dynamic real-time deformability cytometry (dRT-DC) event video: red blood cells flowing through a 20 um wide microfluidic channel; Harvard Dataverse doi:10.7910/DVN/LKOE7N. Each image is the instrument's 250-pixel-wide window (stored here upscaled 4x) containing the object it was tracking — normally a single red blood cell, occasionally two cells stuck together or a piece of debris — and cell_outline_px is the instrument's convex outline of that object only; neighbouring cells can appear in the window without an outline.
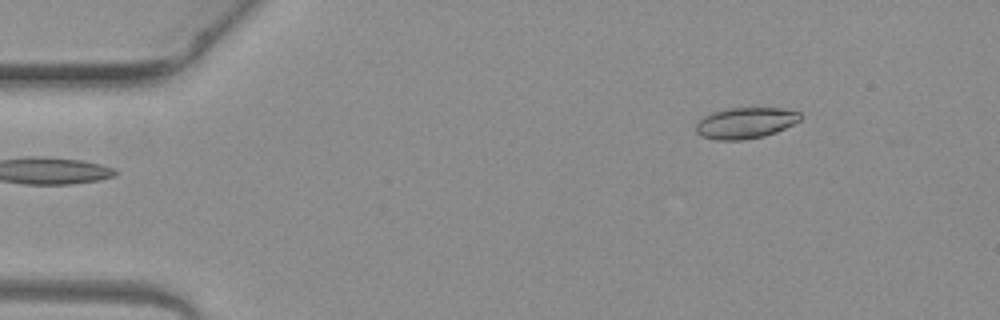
{"species": "common noctule bat (a hibernating species)", "species_latin": "Nyctalus noctula", "temperature_condition": "warm", "stored_images_in_passage": 3, "camera_frame_rate_fps": 3000, "um_per_image_px": 0.085, "animal": {"sex": "female", "body_mass_g": 19.3, "forearm_length_mm": 54.1}, "frame": {"image": 1, "passage_image": 1, "time_ms": 0.0, "image_size_px": [1000, 320], "cell_outline_px": [[804, 116], [800, 120], [776, 132], [764, 136], [744, 140], [716, 140], [700, 136], [696, 132], [696, 124], [708, 112], [724, 108], [784, 108], [800, 112]], "centroid_in_image_um": [63.35, 10.44], "position_along_channel_um": 21.7, "area_um2": 19.19}}